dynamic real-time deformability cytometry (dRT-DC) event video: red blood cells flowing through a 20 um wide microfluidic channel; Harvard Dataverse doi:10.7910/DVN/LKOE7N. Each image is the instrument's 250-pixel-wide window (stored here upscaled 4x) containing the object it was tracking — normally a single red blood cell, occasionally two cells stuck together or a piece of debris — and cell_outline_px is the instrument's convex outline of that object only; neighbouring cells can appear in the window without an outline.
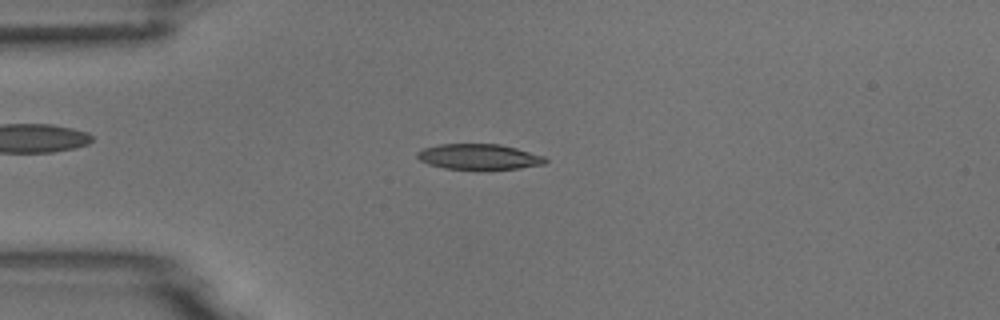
{"species": "common noctule bat (a hibernating species)", "species_latin": "Nyctalus noctula", "temperature_condition": "room temperature", "stored_images_in_passage": 53, "camera_frame_rate_fps": 3000, "um_per_image_px": 0.085, "animal": {"sex": "male", "body_mass_g": 18.8}, "frame": {"image": 1, "passage_image": 13, "time_ms": 4.0, "image_size_px": [1000, 320], "cell_outline_px": [[548, 160], [544, 164], [520, 168], [480, 172], [444, 168], [428, 164], [420, 160], [416, 156], [416, 152], [424, 148], [440, 144], [500, 144], [516, 148], [544, 156]], "centroid_in_image_um": [40.71, 13.36], "position_along_channel_um": 44.3, "area_um2": 19.77}}
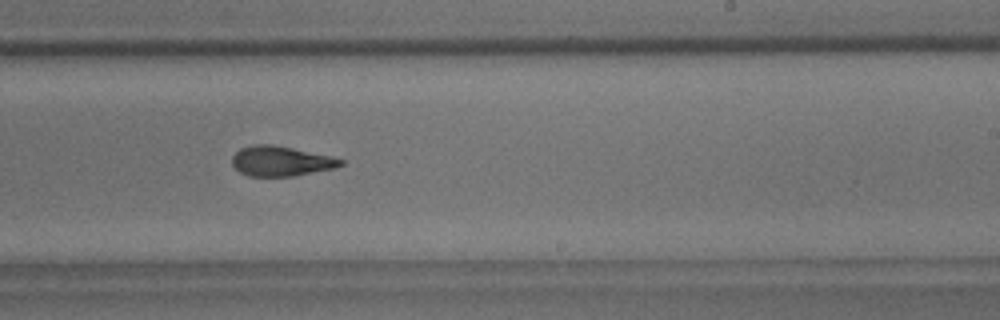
{"frame": {"image": 2, "passage_image": 32, "time_ms": 10.333, "image_size_px": [1000, 320], "cell_outline_px": [[344, 164], [336, 168], [292, 176], [248, 176], [240, 172], [232, 164], [232, 156], [240, 148], [252, 144], [272, 144], [332, 156], [344, 160]], "centroid_in_image_um": [23.88, 13.69], "position_along_channel_um": 265.1, "area_um2": 19.02}}
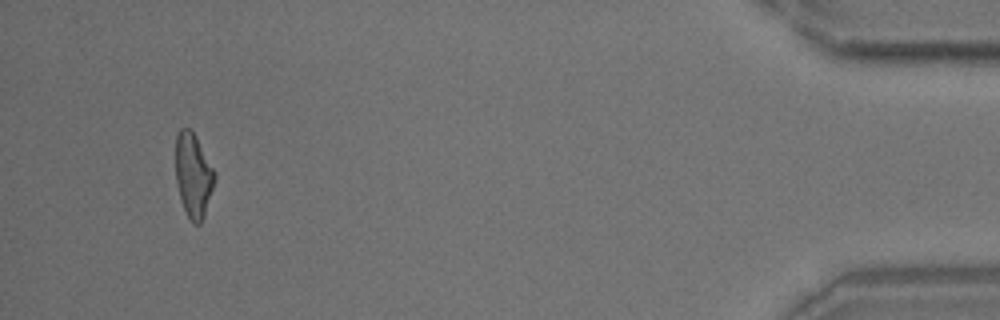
{"frame": {"image": 3, "passage_image": 50, "time_ms": 16.333, "image_size_px": [1000, 320], "cell_outline_px": [[216, 176], [204, 216], [200, 224], [192, 224], [180, 200], [176, 180], [176, 136], [180, 128], [192, 128], [216, 172]], "centroid_in_image_um": [16.43, 14.87], "position_along_channel_um": 418.8, "area_um2": 19.25}, "authors_computed_cell_mechanics": {"area_um2": 19.4208, "velocity_mm_per_s": 3.7779, "shape_relaxation_time_tau1_ms": 5.3907, "shape_relaxation_time_tau2_ms": 2.8792, "deformation_change_tau1": 0.1839, "deformation_change_tau2": 0.1167}}